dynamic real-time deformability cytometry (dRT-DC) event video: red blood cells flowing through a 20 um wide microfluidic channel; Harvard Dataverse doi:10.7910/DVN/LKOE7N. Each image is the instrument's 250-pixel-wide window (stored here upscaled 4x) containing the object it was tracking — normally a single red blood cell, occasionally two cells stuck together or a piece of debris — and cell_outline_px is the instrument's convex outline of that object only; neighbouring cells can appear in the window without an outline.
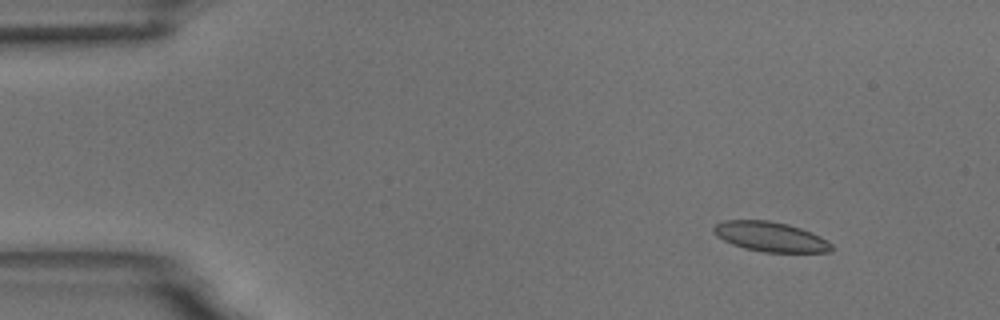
{"species": "common noctule bat (a hibernating species)", "species_latin": "Nyctalus noctula", "temperature_condition": "room temperature", "stored_images_in_passage": 54, "camera_frame_rate_fps": 3000, "um_per_image_px": 0.085, "animal": {"sex": "male", "body_mass_g": 18.8}, "frame": {"image": 1, "passage_image": 6, "time_ms": 1.667, "image_size_px": [1000, 320], "cell_outline_px": [[832, 252], [764, 252], [744, 248], [732, 244], [716, 236], [712, 232], [712, 228], [716, 224], [724, 220], [768, 220], [788, 224], [812, 232], [828, 240], [832, 244]], "centroid_in_image_um": [65.48, 20.12], "position_along_channel_um": 19.5, "area_um2": 20.58}}
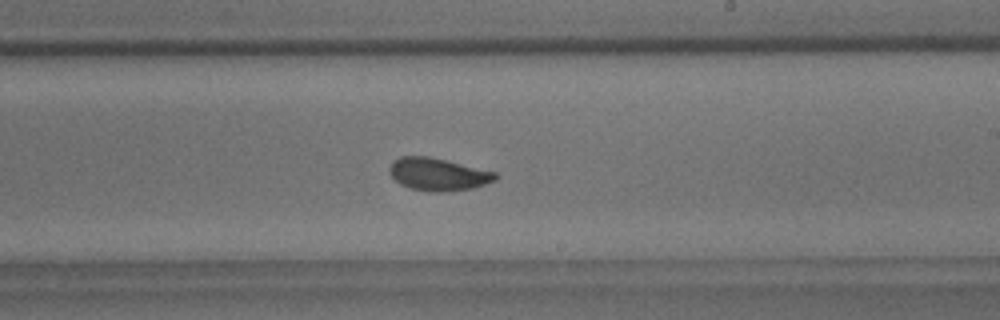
{"frame": {"image": 2, "passage_image": 32, "time_ms": 10.333, "image_size_px": [1000, 320], "cell_outline_px": [[500, 176], [496, 180], [472, 188], [444, 192], [432, 192], [412, 188], [400, 184], [388, 172], [388, 168], [392, 160], [400, 156], [428, 156], [496, 172]], "centroid_in_image_um": [37.22, 14.81], "position_along_channel_um": 251.8, "area_um2": 20.11}}
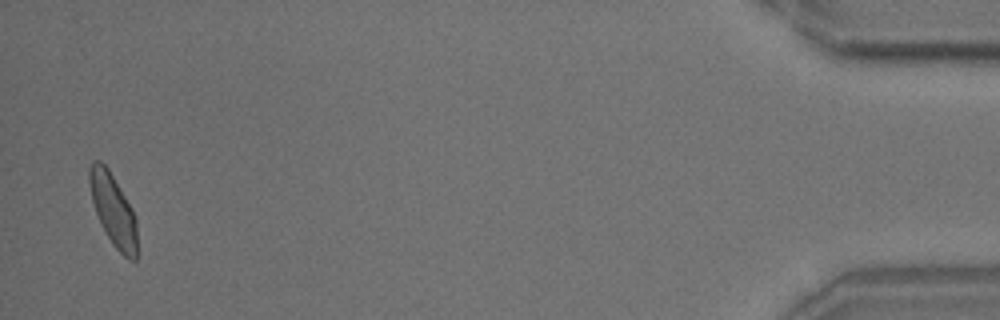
{"frame": {"image": 3, "passage_image": 53, "time_ms": 17.333, "image_size_px": [1000, 320], "cell_outline_px": [[136, 260], [132, 260], [124, 256], [112, 244], [96, 212], [92, 200], [88, 180], [88, 168], [92, 160], [100, 160], [108, 168], [132, 208], [136, 220]], "centroid_in_image_um": [9.6, 17.78], "position_along_channel_um": 425.6, "area_um2": 19.65}, "authors_computed_cell_mechanics": {"area_um2": 20.1144, "velocity_mm_per_s": 3.7223, "shape_relaxation_time_tau1_ms": 6.215, "shape_relaxation_time_tau2_ms": 1.2308, "deformation_change_tau1": 0.1337, "deformation_change_tau2": 0.0496}}